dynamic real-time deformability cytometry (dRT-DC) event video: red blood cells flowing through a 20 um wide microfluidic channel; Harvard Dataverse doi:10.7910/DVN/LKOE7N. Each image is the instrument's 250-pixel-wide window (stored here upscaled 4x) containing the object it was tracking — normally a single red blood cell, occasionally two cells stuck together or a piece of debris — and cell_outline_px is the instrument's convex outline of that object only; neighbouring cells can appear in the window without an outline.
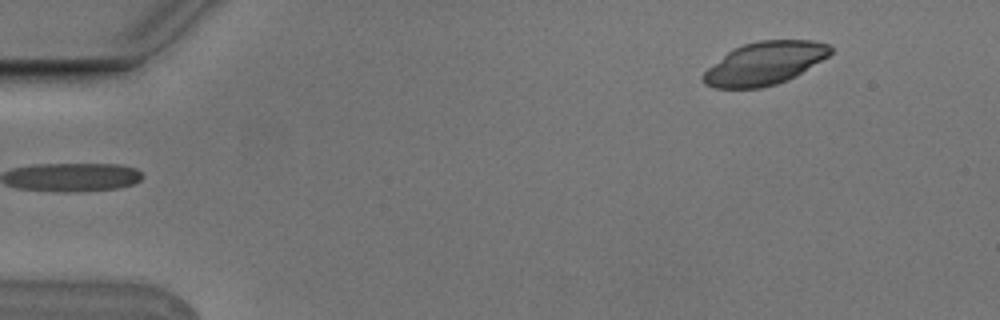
{"species": "Egyptian fruit bat (a non-hibernating species)", "species_latin": "Rousettus aegyptiacus", "temperature_condition": "cold", "stored_images_in_passage": 5, "segment_of_instrument_passage": [2, 2], "camera_frame_rate_fps": 3000, "um_per_image_px": 0.085, "animal": {"sex": "male"}, "frame": {"image": 1, "passage_image": 5, "time_ms": 1.333, "image_size_px": [1000, 320], "cell_outline_px": [[832, 52], [828, 56], [796, 76], [788, 80], [776, 84], [760, 88], [716, 88], [704, 84], [700, 76], [708, 68], [732, 48], [744, 44], [760, 40], [812, 40], [828, 44], [832, 48]], "centroid_in_image_um": [64.98, 5.38], "position_along_channel_um": 20.0, "area_um2": 31.85}}